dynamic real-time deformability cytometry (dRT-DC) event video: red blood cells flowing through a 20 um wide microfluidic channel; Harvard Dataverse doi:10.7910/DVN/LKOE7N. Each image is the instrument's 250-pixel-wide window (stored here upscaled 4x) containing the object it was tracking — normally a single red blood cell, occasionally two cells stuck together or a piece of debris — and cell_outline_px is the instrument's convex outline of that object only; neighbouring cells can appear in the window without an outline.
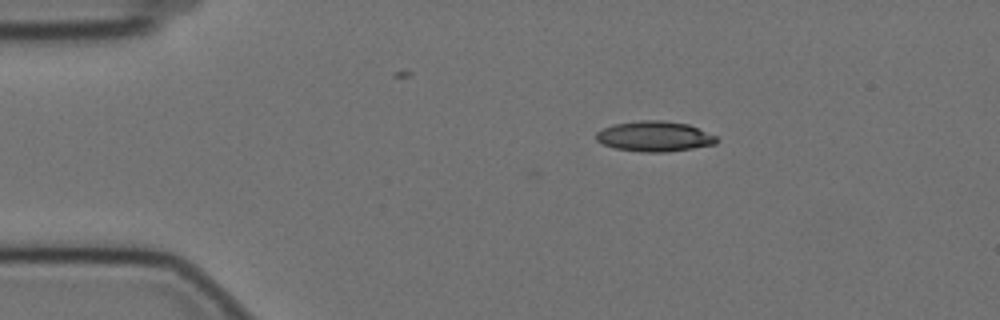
{"species": "Egyptian fruit bat (a non-hibernating species)", "species_latin": "Rousettus aegyptiacus", "temperature_condition": "cold", "stored_images_in_passage": 49, "camera_frame_rate_fps": 3000, "um_per_image_px": 0.085, "animal": {"sex": "female"}, "frame": {"image": 1, "passage_image": 1, "time_ms": 0.0, "image_size_px": [1000, 320], "cell_outline_px": [[720, 140], [716, 144], [668, 152], [640, 152], [616, 148], [604, 144], [596, 140], [596, 132], [612, 124], [640, 120], [660, 120], [688, 124], [716, 136]], "centroid_in_image_um": [55.64, 11.59], "position_along_channel_um": 29.4, "area_um2": 21.27}}
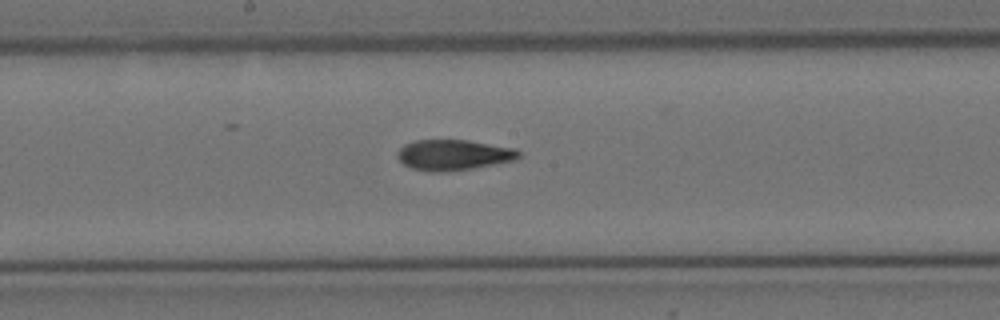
{"frame": {"image": 2, "passage_image": 21, "time_ms": 6.667, "image_size_px": [1000, 320], "cell_outline_px": [[520, 156], [512, 160], [472, 168], [440, 172], [428, 172], [412, 168], [404, 164], [396, 156], [396, 152], [404, 144], [416, 140], [468, 140], [516, 148], [520, 152]], "centroid_in_image_um": [38.51, 13.16], "position_along_channel_um": 209.7, "area_um2": 21.5}}
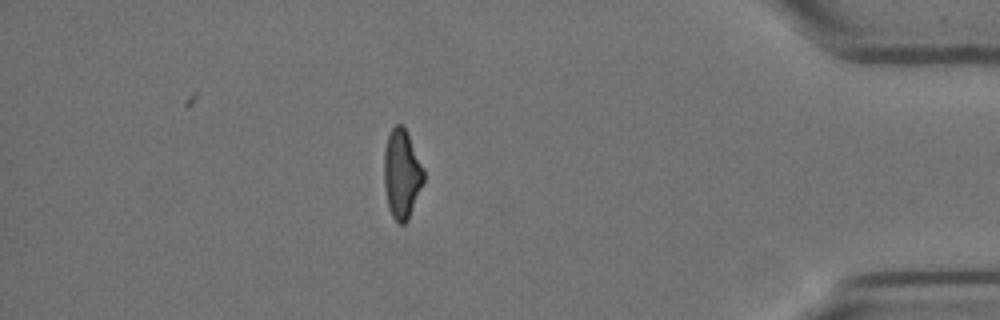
{"frame": {"image": 3, "passage_image": 41, "time_ms": 13.333, "image_size_px": [1000, 320], "cell_outline_px": [[424, 180], [408, 220], [404, 224], [396, 224], [388, 208], [384, 188], [384, 148], [388, 136], [392, 128], [396, 124], [404, 124], [408, 132], [424, 168]], "centroid_in_image_um": [34.14, 14.78], "position_along_channel_um": 401.1, "area_um2": 20.92}, "authors_computed_cell_mechanics": {"area_um2": 21.6172, "velocity_mm_per_s": 3.4838, "shape_relaxation_time_tau1_ms": 8.8151, "shape_relaxation_time_tau2_ms": 3.5582, "deformation_change_tau1": 0.2211, "deformation_change_tau2": 0.1066}}